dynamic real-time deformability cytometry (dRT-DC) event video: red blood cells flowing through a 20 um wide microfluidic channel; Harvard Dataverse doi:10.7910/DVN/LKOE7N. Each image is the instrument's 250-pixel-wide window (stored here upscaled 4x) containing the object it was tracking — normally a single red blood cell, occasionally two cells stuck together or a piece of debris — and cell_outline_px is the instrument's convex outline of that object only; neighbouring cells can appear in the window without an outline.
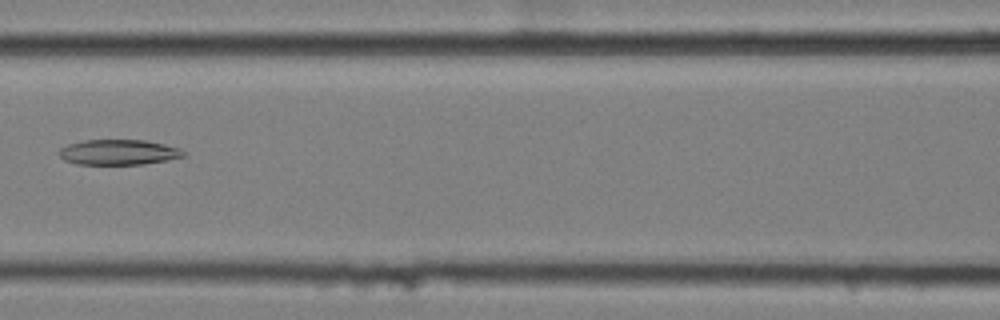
{"species": "common noctule bat (a hibernating species)", "species_latin": "Nyctalus noctula", "temperature_condition": "cold", "stored_images_in_passage": 12, "camera_frame_rate_fps": 3000, "um_per_image_px": 0.085, "animal": {"sex": "female", "body_mass_g": 25.1}, "frame": {"image": 1, "passage_image": 4, "time_ms": 1.0, "image_size_px": [1000, 320], "cell_outline_px": [[184, 156], [168, 160], [144, 164], [76, 164], [64, 160], [60, 156], [60, 148], [68, 144], [84, 140], [144, 140], [164, 144], [180, 148], [184, 152]], "centroid_in_image_um": [10.08, 12.94], "position_along_channel_um": 156.5, "area_um2": 18.26}}
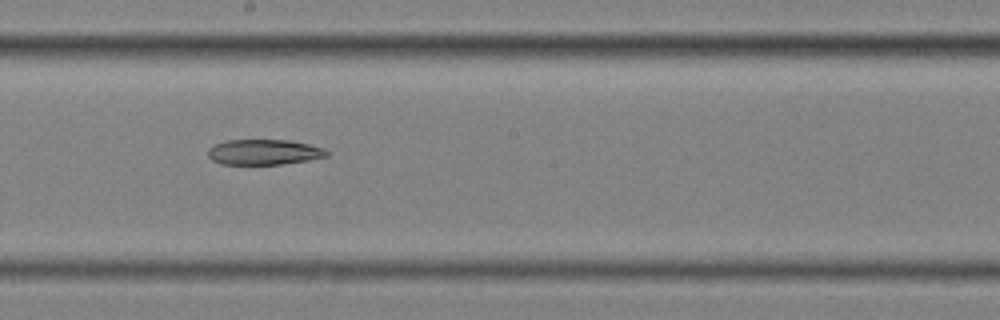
{"frame": {"image": 2, "passage_image": 6, "time_ms": 1.667, "image_size_px": [1000, 320], "cell_outline_px": [[328, 156], [308, 160], [280, 164], [220, 164], [212, 160], [208, 156], [208, 148], [216, 144], [228, 140], [288, 140], [308, 144], [324, 148], [328, 152]], "centroid_in_image_um": [22.42, 12.93], "position_along_channel_um": 225.8, "area_um2": 17.46}}
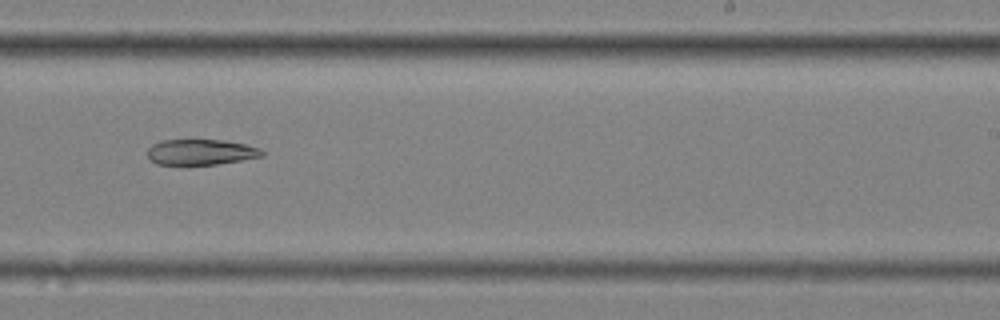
{"frame": {"image": 3, "passage_image": 7, "time_ms": 2.0, "image_size_px": [1000, 320], "cell_outline_px": [[264, 156], [216, 164], [156, 164], [148, 156], [148, 148], [152, 144], [160, 140], [220, 140], [244, 144], [260, 148], [264, 152]], "centroid_in_image_um": [17.06, 12.92], "position_along_channel_um": 271.9, "area_um2": 16.88}}